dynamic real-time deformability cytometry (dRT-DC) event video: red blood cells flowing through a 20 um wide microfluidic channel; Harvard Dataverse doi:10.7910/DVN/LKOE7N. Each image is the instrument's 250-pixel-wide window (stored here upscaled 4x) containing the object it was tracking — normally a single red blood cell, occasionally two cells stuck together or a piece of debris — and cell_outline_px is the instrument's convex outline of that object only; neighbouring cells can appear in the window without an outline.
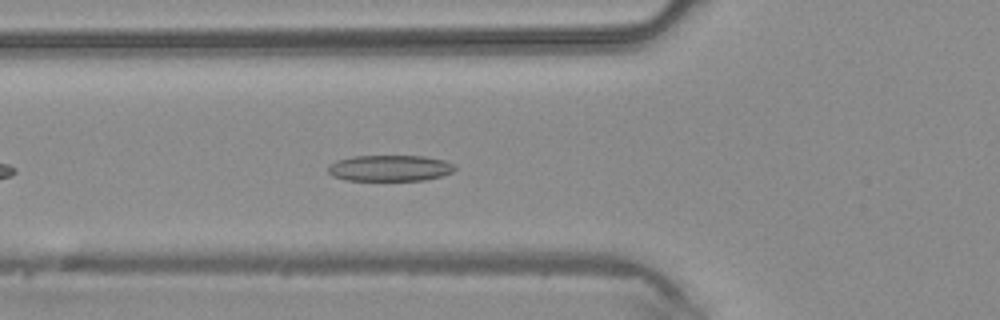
{"species": "common noctule bat (a hibernating species)", "species_latin": "Nyctalus noctula", "temperature_condition": "warm", "stored_images_in_passage": 10, "camera_frame_rate_fps": 3000, "um_per_image_px": 0.085, "animal": {"sex": "male", "body_mass_g": 20.4}, "frame": {"image": 1, "passage_image": 6, "time_ms": 1.667, "image_size_px": [1000, 320], "cell_outline_px": [[456, 168], [452, 172], [440, 176], [424, 180], [344, 180], [332, 176], [328, 172], [328, 164], [336, 160], [352, 156], [424, 156], [444, 160], [456, 164]], "centroid_in_image_um": [33.12, 14.28], "position_along_channel_um": 92.7, "area_um2": 19.42}}